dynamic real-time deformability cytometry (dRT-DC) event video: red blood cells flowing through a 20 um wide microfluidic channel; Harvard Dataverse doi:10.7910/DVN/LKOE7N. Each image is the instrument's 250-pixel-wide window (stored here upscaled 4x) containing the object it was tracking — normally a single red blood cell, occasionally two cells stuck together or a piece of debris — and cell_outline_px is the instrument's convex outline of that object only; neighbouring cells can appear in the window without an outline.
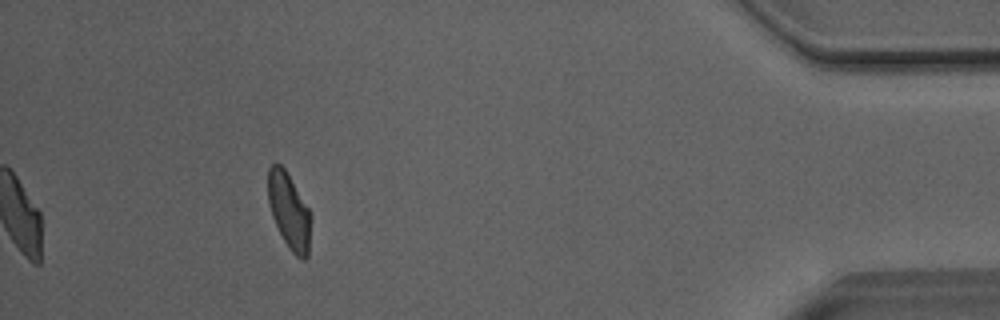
{"species": "Egyptian fruit bat (a non-hibernating species)", "species_latin": "Rousettus aegyptiacus", "temperature_condition": "room temperature", "stored_images_in_passage": 46, "camera_frame_rate_fps": 3000, "um_per_image_px": 0.085, "animal": {"sex": "male"}, "frame": {"image": 1, "passage_image": 46, "time_ms": 15.0, "image_size_px": [1000, 320], "cell_outline_px": [[312, 216], [308, 256], [304, 260], [300, 260], [288, 248], [272, 216], [268, 204], [268, 168], [272, 164], [280, 164], [284, 168], [312, 212]], "centroid_in_image_um": [24.6, 17.96], "position_along_channel_um": 410.6, "area_um2": 19.19}, "authors_computed_cell_mechanics": {"area_um2": 20.1722, "velocity_mm_per_s": 4.0472, "shape_relaxation_time_tau1_ms": 6.0264, "shape_relaxation_time_tau2_ms": 1.7206, "deformation_change_tau1": 0.1693, "deformation_change_tau2": 0.0842}}